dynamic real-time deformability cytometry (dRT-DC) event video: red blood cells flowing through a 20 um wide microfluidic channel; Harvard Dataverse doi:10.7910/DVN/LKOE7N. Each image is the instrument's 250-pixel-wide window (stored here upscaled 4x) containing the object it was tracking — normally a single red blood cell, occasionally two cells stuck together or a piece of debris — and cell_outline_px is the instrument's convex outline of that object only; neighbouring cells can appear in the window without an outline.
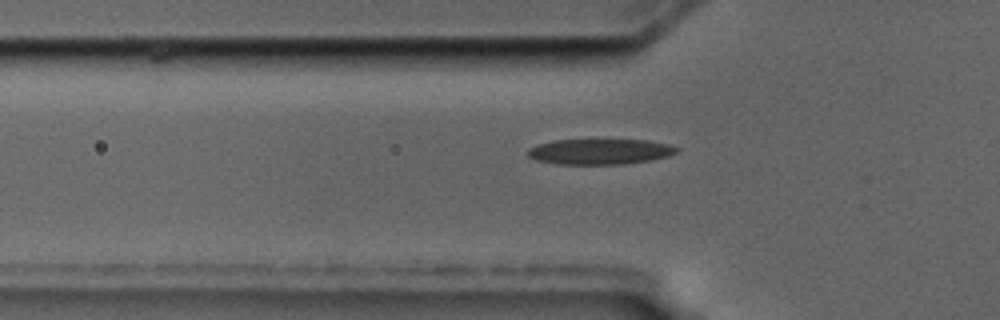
{"species": "common noctule bat (a hibernating species)", "species_latin": "Nyctalus noctula", "temperature_condition": "cold", "stored_images_in_passage": 6, "camera_frame_rate_fps": 3000, "um_per_image_px": 0.085, "animal": {"sex": "male", "body_mass_g": 17.5, "forearm_length_mm": 52.3}, "frame": {"image": 1, "passage_image": 3, "time_ms": 0.667, "image_size_px": [1000, 320], "cell_outline_px": [[680, 148], [676, 152], [668, 156], [652, 160], [624, 164], [560, 164], [536, 160], [528, 156], [528, 148], [536, 144], [552, 140], [648, 140], [668, 144]], "centroid_in_image_um": [50.99, 12.88], "position_along_channel_um": 74.8, "area_um2": 22.2}}